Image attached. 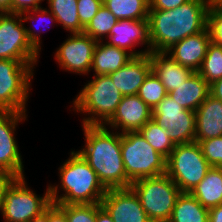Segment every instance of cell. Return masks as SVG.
<instances>
[{
  "label": "cell",
  "mask_w": 222,
  "mask_h": 222,
  "mask_svg": "<svg viewBox=\"0 0 222 222\" xmlns=\"http://www.w3.org/2000/svg\"><path fill=\"white\" fill-rule=\"evenodd\" d=\"M214 0H190L169 10L149 9L148 28L151 52H166L174 44L204 31Z\"/></svg>",
  "instance_id": "6da1fadb"
},
{
  "label": "cell",
  "mask_w": 222,
  "mask_h": 222,
  "mask_svg": "<svg viewBox=\"0 0 222 222\" xmlns=\"http://www.w3.org/2000/svg\"><path fill=\"white\" fill-rule=\"evenodd\" d=\"M84 148L78 154L97 173L103 186L108 189L129 188L131 181L121 155V133L104 125H84Z\"/></svg>",
  "instance_id": "7a4b0ae2"
},
{
  "label": "cell",
  "mask_w": 222,
  "mask_h": 222,
  "mask_svg": "<svg viewBox=\"0 0 222 222\" xmlns=\"http://www.w3.org/2000/svg\"><path fill=\"white\" fill-rule=\"evenodd\" d=\"M70 154L58 168L60 184H49L51 202L57 205L101 204L107 189L77 151L71 150ZM59 189L64 193L58 195Z\"/></svg>",
  "instance_id": "3957f363"
},
{
  "label": "cell",
  "mask_w": 222,
  "mask_h": 222,
  "mask_svg": "<svg viewBox=\"0 0 222 222\" xmlns=\"http://www.w3.org/2000/svg\"><path fill=\"white\" fill-rule=\"evenodd\" d=\"M123 95L108 75L93 76L72 101L73 111L84 114L82 124L105 125L115 114Z\"/></svg>",
  "instance_id": "277c9868"
},
{
  "label": "cell",
  "mask_w": 222,
  "mask_h": 222,
  "mask_svg": "<svg viewBox=\"0 0 222 222\" xmlns=\"http://www.w3.org/2000/svg\"><path fill=\"white\" fill-rule=\"evenodd\" d=\"M121 155L126 176L131 182L166 174L167 159L136 132L121 134Z\"/></svg>",
  "instance_id": "5b68a950"
},
{
  "label": "cell",
  "mask_w": 222,
  "mask_h": 222,
  "mask_svg": "<svg viewBox=\"0 0 222 222\" xmlns=\"http://www.w3.org/2000/svg\"><path fill=\"white\" fill-rule=\"evenodd\" d=\"M212 166L203 156L198 142L176 144L166 161V174L181 193H190Z\"/></svg>",
  "instance_id": "8992f818"
},
{
  "label": "cell",
  "mask_w": 222,
  "mask_h": 222,
  "mask_svg": "<svg viewBox=\"0 0 222 222\" xmlns=\"http://www.w3.org/2000/svg\"><path fill=\"white\" fill-rule=\"evenodd\" d=\"M130 187L151 222H168L181 191L167 174L136 180Z\"/></svg>",
  "instance_id": "52a82bcc"
},
{
  "label": "cell",
  "mask_w": 222,
  "mask_h": 222,
  "mask_svg": "<svg viewBox=\"0 0 222 222\" xmlns=\"http://www.w3.org/2000/svg\"><path fill=\"white\" fill-rule=\"evenodd\" d=\"M37 62L0 60V111L27 112Z\"/></svg>",
  "instance_id": "ba28073f"
},
{
  "label": "cell",
  "mask_w": 222,
  "mask_h": 222,
  "mask_svg": "<svg viewBox=\"0 0 222 222\" xmlns=\"http://www.w3.org/2000/svg\"><path fill=\"white\" fill-rule=\"evenodd\" d=\"M43 196L27 186L25 177L15 178L4 193L1 215L4 222H30L51 204L50 188Z\"/></svg>",
  "instance_id": "9c48e42d"
},
{
  "label": "cell",
  "mask_w": 222,
  "mask_h": 222,
  "mask_svg": "<svg viewBox=\"0 0 222 222\" xmlns=\"http://www.w3.org/2000/svg\"><path fill=\"white\" fill-rule=\"evenodd\" d=\"M39 55L28 40L21 15L0 12V60L38 62Z\"/></svg>",
  "instance_id": "30bf717a"
},
{
  "label": "cell",
  "mask_w": 222,
  "mask_h": 222,
  "mask_svg": "<svg viewBox=\"0 0 222 222\" xmlns=\"http://www.w3.org/2000/svg\"><path fill=\"white\" fill-rule=\"evenodd\" d=\"M152 119L168 131L175 145L195 142V111L182 108L169 94L152 110Z\"/></svg>",
  "instance_id": "8fae6325"
},
{
  "label": "cell",
  "mask_w": 222,
  "mask_h": 222,
  "mask_svg": "<svg viewBox=\"0 0 222 222\" xmlns=\"http://www.w3.org/2000/svg\"><path fill=\"white\" fill-rule=\"evenodd\" d=\"M27 112L0 111V171L16 178L24 177V165L15 131L18 123L27 120Z\"/></svg>",
  "instance_id": "7c38bea8"
},
{
  "label": "cell",
  "mask_w": 222,
  "mask_h": 222,
  "mask_svg": "<svg viewBox=\"0 0 222 222\" xmlns=\"http://www.w3.org/2000/svg\"><path fill=\"white\" fill-rule=\"evenodd\" d=\"M97 40L84 33H74L57 48L55 61L65 71L87 75L91 71Z\"/></svg>",
  "instance_id": "4fadbf2b"
},
{
  "label": "cell",
  "mask_w": 222,
  "mask_h": 222,
  "mask_svg": "<svg viewBox=\"0 0 222 222\" xmlns=\"http://www.w3.org/2000/svg\"><path fill=\"white\" fill-rule=\"evenodd\" d=\"M101 205L114 222H151L131 187L108 189Z\"/></svg>",
  "instance_id": "5bb4252c"
},
{
  "label": "cell",
  "mask_w": 222,
  "mask_h": 222,
  "mask_svg": "<svg viewBox=\"0 0 222 222\" xmlns=\"http://www.w3.org/2000/svg\"><path fill=\"white\" fill-rule=\"evenodd\" d=\"M106 39L109 45L127 50L134 57L143 56L151 52L148 19L118 20ZM138 45L141 47L147 45V49L134 50L133 48Z\"/></svg>",
  "instance_id": "9a60e30c"
},
{
  "label": "cell",
  "mask_w": 222,
  "mask_h": 222,
  "mask_svg": "<svg viewBox=\"0 0 222 222\" xmlns=\"http://www.w3.org/2000/svg\"><path fill=\"white\" fill-rule=\"evenodd\" d=\"M151 119L150 107L138 95H129L122 97L115 114L104 126L121 134L136 132Z\"/></svg>",
  "instance_id": "2e32d148"
},
{
  "label": "cell",
  "mask_w": 222,
  "mask_h": 222,
  "mask_svg": "<svg viewBox=\"0 0 222 222\" xmlns=\"http://www.w3.org/2000/svg\"><path fill=\"white\" fill-rule=\"evenodd\" d=\"M210 42V33L206 28L204 31L174 44L166 53L181 66L197 72L206 56Z\"/></svg>",
  "instance_id": "e0dca14e"
},
{
  "label": "cell",
  "mask_w": 222,
  "mask_h": 222,
  "mask_svg": "<svg viewBox=\"0 0 222 222\" xmlns=\"http://www.w3.org/2000/svg\"><path fill=\"white\" fill-rule=\"evenodd\" d=\"M152 71L149 54L134 57L116 72L108 74L123 96L137 95L140 86Z\"/></svg>",
  "instance_id": "ac0fdd59"
},
{
  "label": "cell",
  "mask_w": 222,
  "mask_h": 222,
  "mask_svg": "<svg viewBox=\"0 0 222 222\" xmlns=\"http://www.w3.org/2000/svg\"><path fill=\"white\" fill-rule=\"evenodd\" d=\"M195 142L222 136V101L208 95L197 108Z\"/></svg>",
  "instance_id": "d6986e66"
},
{
  "label": "cell",
  "mask_w": 222,
  "mask_h": 222,
  "mask_svg": "<svg viewBox=\"0 0 222 222\" xmlns=\"http://www.w3.org/2000/svg\"><path fill=\"white\" fill-rule=\"evenodd\" d=\"M152 72L158 77L169 93L178 88L194 73L188 67L181 66L166 52H150Z\"/></svg>",
  "instance_id": "ffe728a7"
},
{
  "label": "cell",
  "mask_w": 222,
  "mask_h": 222,
  "mask_svg": "<svg viewBox=\"0 0 222 222\" xmlns=\"http://www.w3.org/2000/svg\"><path fill=\"white\" fill-rule=\"evenodd\" d=\"M134 56L127 50L109 45L107 42L98 41L94 53L91 70L93 76L108 75L116 72L127 64Z\"/></svg>",
  "instance_id": "44dd1931"
},
{
  "label": "cell",
  "mask_w": 222,
  "mask_h": 222,
  "mask_svg": "<svg viewBox=\"0 0 222 222\" xmlns=\"http://www.w3.org/2000/svg\"><path fill=\"white\" fill-rule=\"evenodd\" d=\"M168 94L182 108L196 111L210 94V86L198 72H194L185 83Z\"/></svg>",
  "instance_id": "7402d4cb"
},
{
  "label": "cell",
  "mask_w": 222,
  "mask_h": 222,
  "mask_svg": "<svg viewBox=\"0 0 222 222\" xmlns=\"http://www.w3.org/2000/svg\"><path fill=\"white\" fill-rule=\"evenodd\" d=\"M190 193L208 210L222 204V167H211Z\"/></svg>",
  "instance_id": "603a6c76"
},
{
  "label": "cell",
  "mask_w": 222,
  "mask_h": 222,
  "mask_svg": "<svg viewBox=\"0 0 222 222\" xmlns=\"http://www.w3.org/2000/svg\"><path fill=\"white\" fill-rule=\"evenodd\" d=\"M168 222H209V210L191 193H181L176 199Z\"/></svg>",
  "instance_id": "cb8c5ba5"
},
{
  "label": "cell",
  "mask_w": 222,
  "mask_h": 222,
  "mask_svg": "<svg viewBox=\"0 0 222 222\" xmlns=\"http://www.w3.org/2000/svg\"><path fill=\"white\" fill-rule=\"evenodd\" d=\"M48 10L56 17L59 25L70 34L83 33L84 27L79 20L77 0H47Z\"/></svg>",
  "instance_id": "d4e9b609"
},
{
  "label": "cell",
  "mask_w": 222,
  "mask_h": 222,
  "mask_svg": "<svg viewBox=\"0 0 222 222\" xmlns=\"http://www.w3.org/2000/svg\"><path fill=\"white\" fill-rule=\"evenodd\" d=\"M103 4L117 20L147 19L149 0H103Z\"/></svg>",
  "instance_id": "484cf974"
},
{
  "label": "cell",
  "mask_w": 222,
  "mask_h": 222,
  "mask_svg": "<svg viewBox=\"0 0 222 222\" xmlns=\"http://www.w3.org/2000/svg\"><path fill=\"white\" fill-rule=\"evenodd\" d=\"M138 132L156 152L160 153L166 159L175 148V144L168 136V131L155 123L153 119L148 121Z\"/></svg>",
  "instance_id": "4316f807"
},
{
  "label": "cell",
  "mask_w": 222,
  "mask_h": 222,
  "mask_svg": "<svg viewBox=\"0 0 222 222\" xmlns=\"http://www.w3.org/2000/svg\"><path fill=\"white\" fill-rule=\"evenodd\" d=\"M117 21V18L103 4L97 11V14L84 28L83 33L97 41H104L109 36L111 29Z\"/></svg>",
  "instance_id": "83f0119b"
},
{
  "label": "cell",
  "mask_w": 222,
  "mask_h": 222,
  "mask_svg": "<svg viewBox=\"0 0 222 222\" xmlns=\"http://www.w3.org/2000/svg\"><path fill=\"white\" fill-rule=\"evenodd\" d=\"M197 72L209 84L222 78V46L210 42L206 56Z\"/></svg>",
  "instance_id": "f1b7e54d"
},
{
  "label": "cell",
  "mask_w": 222,
  "mask_h": 222,
  "mask_svg": "<svg viewBox=\"0 0 222 222\" xmlns=\"http://www.w3.org/2000/svg\"><path fill=\"white\" fill-rule=\"evenodd\" d=\"M168 92L158 77L151 71L140 86L137 95L153 110L166 96Z\"/></svg>",
  "instance_id": "f546056e"
},
{
  "label": "cell",
  "mask_w": 222,
  "mask_h": 222,
  "mask_svg": "<svg viewBox=\"0 0 222 222\" xmlns=\"http://www.w3.org/2000/svg\"><path fill=\"white\" fill-rule=\"evenodd\" d=\"M20 15H21L23 22H27L28 20L34 22L36 20L35 18H37L38 21L41 20V22H42V20H44V21L48 20V21L52 22V24H53V22L57 23L56 17L47 8H43V7L31 10V11H27V12H22ZM31 26H33V25L31 24ZM36 27H37V25H35L32 28L31 27L27 28L25 26V30H26L29 42L40 53L41 47H42L41 46L42 40H40L41 37L39 35V32L41 34L42 31L37 30ZM36 30H37V32H36Z\"/></svg>",
  "instance_id": "4dcf8cb0"
},
{
  "label": "cell",
  "mask_w": 222,
  "mask_h": 222,
  "mask_svg": "<svg viewBox=\"0 0 222 222\" xmlns=\"http://www.w3.org/2000/svg\"><path fill=\"white\" fill-rule=\"evenodd\" d=\"M68 222H95L97 210L101 204H66L58 205Z\"/></svg>",
  "instance_id": "1f68e13d"
},
{
  "label": "cell",
  "mask_w": 222,
  "mask_h": 222,
  "mask_svg": "<svg viewBox=\"0 0 222 222\" xmlns=\"http://www.w3.org/2000/svg\"><path fill=\"white\" fill-rule=\"evenodd\" d=\"M207 28L211 41L222 46V5L217 0L208 9Z\"/></svg>",
  "instance_id": "d6a6232c"
},
{
  "label": "cell",
  "mask_w": 222,
  "mask_h": 222,
  "mask_svg": "<svg viewBox=\"0 0 222 222\" xmlns=\"http://www.w3.org/2000/svg\"><path fill=\"white\" fill-rule=\"evenodd\" d=\"M199 145L212 167H222V136L200 141Z\"/></svg>",
  "instance_id": "836d02e7"
},
{
  "label": "cell",
  "mask_w": 222,
  "mask_h": 222,
  "mask_svg": "<svg viewBox=\"0 0 222 222\" xmlns=\"http://www.w3.org/2000/svg\"><path fill=\"white\" fill-rule=\"evenodd\" d=\"M77 10L81 25L85 28L103 5V0H77Z\"/></svg>",
  "instance_id": "e575fe53"
},
{
  "label": "cell",
  "mask_w": 222,
  "mask_h": 222,
  "mask_svg": "<svg viewBox=\"0 0 222 222\" xmlns=\"http://www.w3.org/2000/svg\"><path fill=\"white\" fill-rule=\"evenodd\" d=\"M42 1L44 0H11V13L21 14L41 8Z\"/></svg>",
  "instance_id": "d590c367"
},
{
  "label": "cell",
  "mask_w": 222,
  "mask_h": 222,
  "mask_svg": "<svg viewBox=\"0 0 222 222\" xmlns=\"http://www.w3.org/2000/svg\"><path fill=\"white\" fill-rule=\"evenodd\" d=\"M190 0H149V9L169 10L180 7Z\"/></svg>",
  "instance_id": "8d00e7d4"
},
{
  "label": "cell",
  "mask_w": 222,
  "mask_h": 222,
  "mask_svg": "<svg viewBox=\"0 0 222 222\" xmlns=\"http://www.w3.org/2000/svg\"><path fill=\"white\" fill-rule=\"evenodd\" d=\"M15 178L8 172L0 171V213L3 207L4 193Z\"/></svg>",
  "instance_id": "74e56055"
},
{
  "label": "cell",
  "mask_w": 222,
  "mask_h": 222,
  "mask_svg": "<svg viewBox=\"0 0 222 222\" xmlns=\"http://www.w3.org/2000/svg\"><path fill=\"white\" fill-rule=\"evenodd\" d=\"M48 222H68L65 212L57 205L49 206V221Z\"/></svg>",
  "instance_id": "f35d334b"
},
{
  "label": "cell",
  "mask_w": 222,
  "mask_h": 222,
  "mask_svg": "<svg viewBox=\"0 0 222 222\" xmlns=\"http://www.w3.org/2000/svg\"><path fill=\"white\" fill-rule=\"evenodd\" d=\"M210 95L222 101V78L209 84Z\"/></svg>",
  "instance_id": "ab89813d"
},
{
  "label": "cell",
  "mask_w": 222,
  "mask_h": 222,
  "mask_svg": "<svg viewBox=\"0 0 222 222\" xmlns=\"http://www.w3.org/2000/svg\"><path fill=\"white\" fill-rule=\"evenodd\" d=\"M209 222H222V204L209 209Z\"/></svg>",
  "instance_id": "60d3db41"
},
{
  "label": "cell",
  "mask_w": 222,
  "mask_h": 222,
  "mask_svg": "<svg viewBox=\"0 0 222 222\" xmlns=\"http://www.w3.org/2000/svg\"><path fill=\"white\" fill-rule=\"evenodd\" d=\"M95 222H114L111 215L101 206L96 213Z\"/></svg>",
  "instance_id": "b9f144b4"
},
{
  "label": "cell",
  "mask_w": 222,
  "mask_h": 222,
  "mask_svg": "<svg viewBox=\"0 0 222 222\" xmlns=\"http://www.w3.org/2000/svg\"><path fill=\"white\" fill-rule=\"evenodd\" d=\"M49 221V207L40 215L35 216L30 222H48Z\"/></svg>",
  "instance_id": "7bdbcfd3"
},
{
  "label": "cell",
  "mask_w": 222,
  "mask_h": 222,
  "mask_svg": "<svg viewBox=\"0 0 222 222\" xmlns=\"http://www.w3.org/2000/svg\"><path fill=\"white\" fill-rule=\"evenodd\" d=\"M0 12L11 13V0H0Z\"/></svg>",
  "instance_id": "ee69618b"
}]
</instances>
